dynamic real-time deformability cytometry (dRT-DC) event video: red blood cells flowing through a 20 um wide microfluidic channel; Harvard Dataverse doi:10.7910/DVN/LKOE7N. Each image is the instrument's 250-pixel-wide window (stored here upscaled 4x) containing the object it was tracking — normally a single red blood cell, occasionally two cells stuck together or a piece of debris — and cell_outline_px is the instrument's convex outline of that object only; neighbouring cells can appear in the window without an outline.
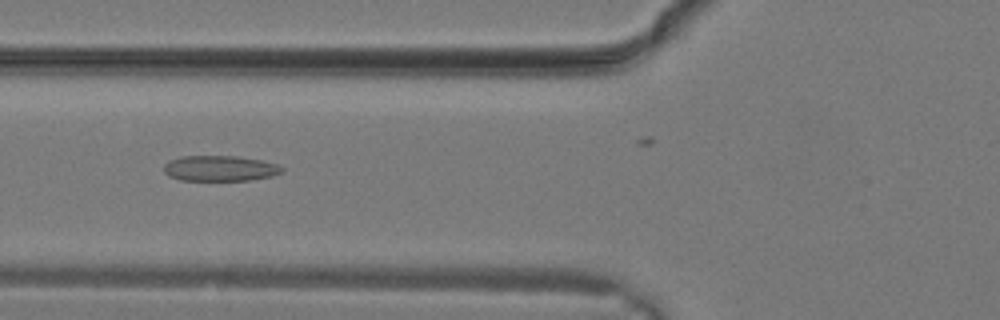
{"species": "common noctule bat (a hibernating species)", "species_latin": "Nyctalus noctula", "temperature_condition": "warm", "stored_images_in_passage": 20, "camera_frame_rate_fps": 3000, "um_per_image_px": 0.085, "animal": {"sex": "male", "body_mass_g": 19.2, "forearm_length_mm": 51.8}, "frame": {"image": 1, "passage_image": 8, "time_ms": 2.333, "image_size_px": [1000, 320], "cell_outline_px": [[284, 172], [272, 176], [248, 180], [180, 180], [168, 176], [164, 172], [164, 164], [168, 160], [180, 156], [236, 156], [260, 160], [280, 164], [284, 168]], "centroid_in_image_um": [18.7, 14.3], "position_along_channel_um": 107.1, "area_um2": 17.74}}
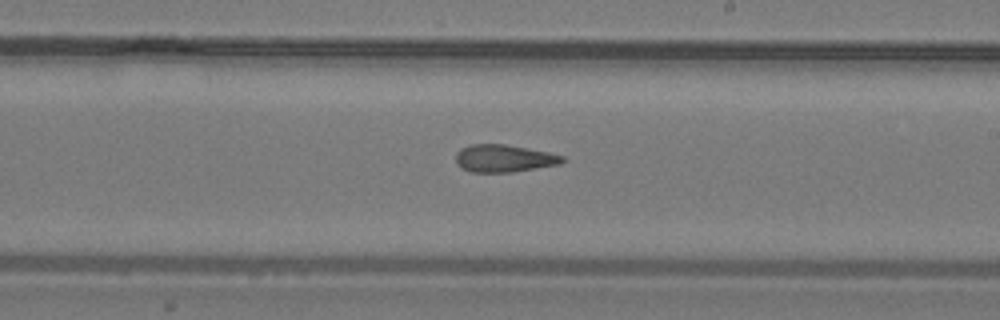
{"frame": {"image": 2, "passage_image": 14, "time_ms": 4.333, "image_size_px": [1000, 320], "cell_outline_px": [[564, 160], [560, 164], [512, 172], [472, 172], [460, 168], [456, 164], [456, 152], [460, 148], [468, 144], [504, 144], [548, 152], [564, 156]], "centroid_in_image_um": [42.78, 13.46], "position_along_channel_um": 246.2, "area_um2": 17.11}}
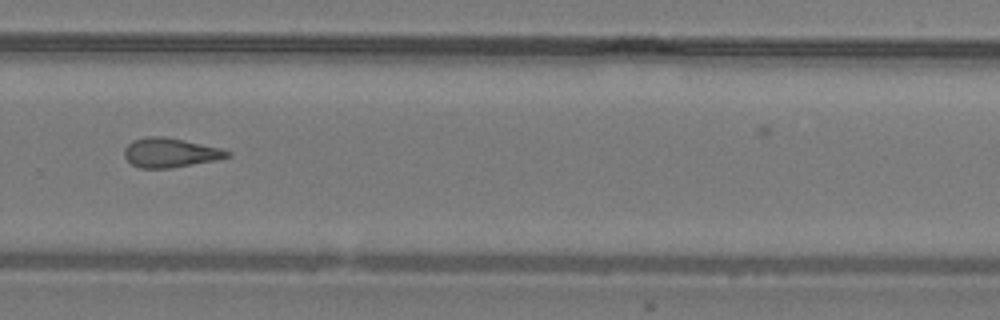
{"frame": {"image": 3, "passage_image": 17, "time_ms": 5.333, "image_size_px": [1000, 320], "cell_outline_px": [[232, 156], [216, 160], [172, 168], [140, 168], [132, 164], [124, 156], [124, 148], [132, 140], [148, 136], [164, 136], [184, 140], [220, 148], [232, 152]], "centroid_in_image_um": [14.47, 12.98], "position_along_channel_um": 315.3, "area_um2": 17.69}}